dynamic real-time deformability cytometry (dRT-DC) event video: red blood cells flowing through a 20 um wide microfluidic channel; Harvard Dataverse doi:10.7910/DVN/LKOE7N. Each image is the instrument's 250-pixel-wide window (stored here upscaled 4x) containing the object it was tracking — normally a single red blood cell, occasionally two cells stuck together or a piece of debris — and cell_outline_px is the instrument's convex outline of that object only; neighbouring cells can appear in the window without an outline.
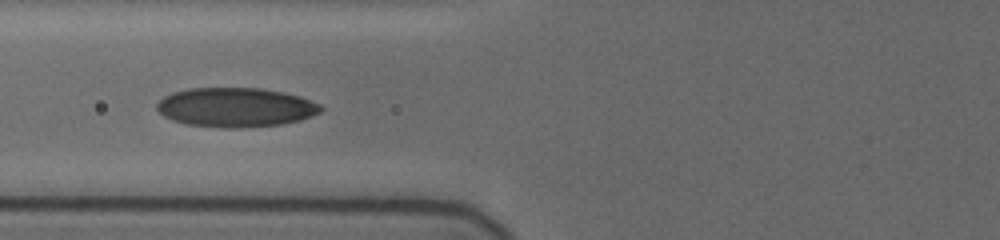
{"species": "human", "species_latin": "Homo sapiens", "temperature_condition": "cold", "stored_images_in_passage": 28, "camera_frame_rate_fps": 3000, "um_per_image_px": 0.085, "donor": {"sex": "female"}, "frame": {"image": 1, "passage_image": 3, "time_ms": 1.667, "image_size_px": [1000, 240], "cell_outline_px": [[324, 108], [320, 112], [300, 120], [280, 124], [240, 128], [224, 128], [188, 124], [172, 120], [164, 116], [156, 108], [156, 104], [164, 96], [172, 92], [188, 88], [260, 88], [284, 92], [300, 96], [320, 104]], "centroid_in_image_um": [20.02, 9.12], "position_along_channel_um": 105.8, "area_um2": 37.57}}
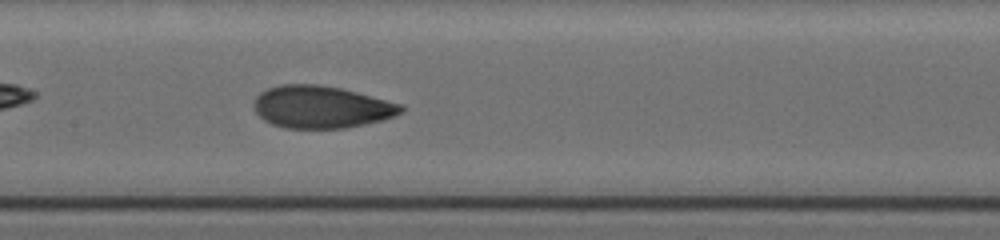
{"frame": {"image": 2, "passage_image": 8, "time_ms": 3.667, "image_size_px": [1000, 240], "cell_outline_px": [[404, 112], [384, 120], [344, 128], [284, 128], [272, 124], [264, 120], [256, 112], [252, 104], [256, 96], [260, 92], [268, 88], [280, 84], [320, 84], [340, 88], [404, 104]], "centroid_in_image_um": [27.31, 9.09], "position_along_channel_um": 180.1, "area_um2": 36.53}}
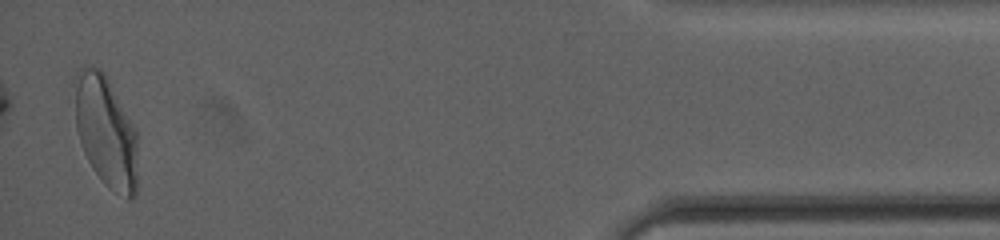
{"frame": {"image": 3, "passage_image": 28, "time_ms": 12.0, "image_size_px": [1000, 240], "cell_outline_px": [[136, 196], [128, 200], [108, 188], [104, 184], [92, 168], [84, 152], [76, 128], [72, 80], [76, 72], [84, 64], [100, 68], [104, 72], [136, 128]], "centroid_in_image_um": [8.96, 11.12], "position_along_channel_um": 426.2, "area_um2": 41.56}, "authors_computed_cell_mechanics": {"area_um2": 36.703, "velocity_mm_per_s": 3.6826, "shape_relaxation_time_tau1_ms": 4.3404, "shape_relaxation_time_tau2_ms": 1.0109, "deformation_change_tau1": 0.1363, "deformation_change_tau2": 0.0537}}